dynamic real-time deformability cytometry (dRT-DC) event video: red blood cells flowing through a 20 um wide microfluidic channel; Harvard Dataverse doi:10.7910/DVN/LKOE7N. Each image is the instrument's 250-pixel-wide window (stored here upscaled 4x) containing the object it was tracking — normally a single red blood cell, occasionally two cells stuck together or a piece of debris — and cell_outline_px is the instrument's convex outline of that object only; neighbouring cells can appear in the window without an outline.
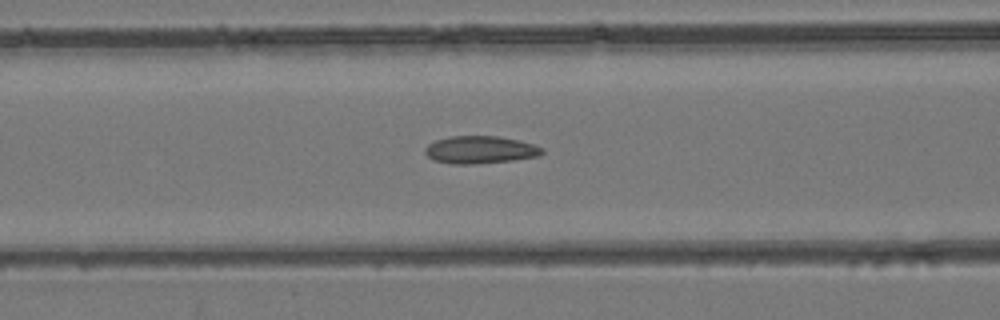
{"species": "common noctule bat (a hibernating species)", "species_latin": "Nyctalus noctula", "temperature_condition": "room temperature", "stored_images_in_passage": 50, "camera_frame_rate_fps": 3000, "um_per_image_px": 0.085, "animal": {"sex": "female", "body_mass_g": 24.6, "forearm_length_mm": 56.2}, "frame": {"image": 1, "passage_image": 21, "time_ms": 6.667, "image_size_px": [1000, 320], "cell_outline_px": [[544, 152], [540, 156], [512, 160], [476, 164], [452, 164], [432, 160], [424, 152], [424, 148], [428, 144], [436, 140], [452, 136], [496, 136], [520, 140], [544, 148]], "centroid_in_image_um": [40.81, 12.73], "position_along_channel_um": 125.8, "area_um2": 18.9}}
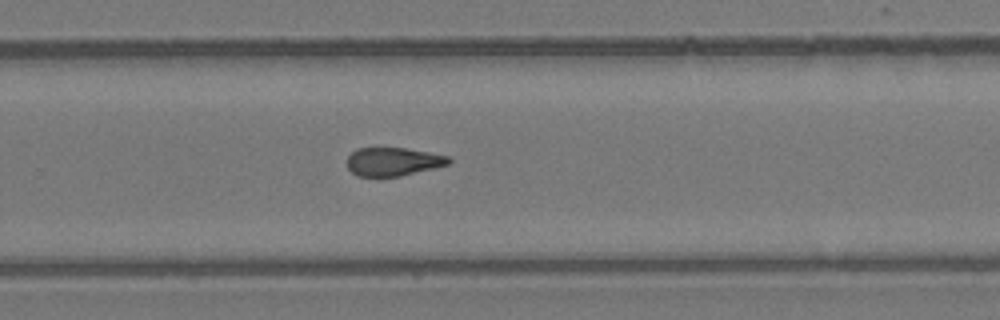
{"frame": {"image": 2, "passage_image": 33, "time_ms": 10.667, "image_size_px": [1000, 320], "cell_outline_px": [[452, 160], [448, 164], [400, 176], [356, 176], [348, 168], [348, 156], [356, 148], [404, 148], [428, 152], [448, 156]], "centroid_in_image_um": [33.39, 13.73], "position_along_channel_um": 296.4, "area_um2": 16.59}}
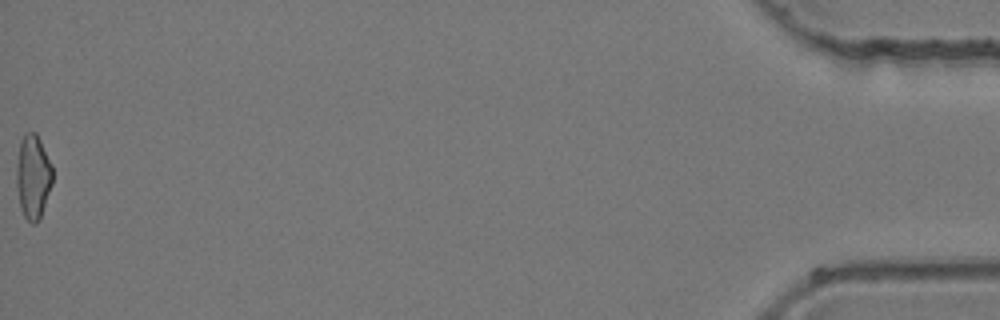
{"frame": {"image": 3, "passage_image": 50, "time_ms": 16.333, "image_size_px": [1000, 320], "cell_outline_px": [[52, 184], [40, 220], [36, 224], [32, 224], [24, 216], [20, 208], [16, 184], [16, 168], [20, 140], [24, 132], [36, 132], [52, 164]], "centroid_in_image_um": [2.8, 15.03], "position_along_channel_um": 432.4, "area_um2": 17.98}}